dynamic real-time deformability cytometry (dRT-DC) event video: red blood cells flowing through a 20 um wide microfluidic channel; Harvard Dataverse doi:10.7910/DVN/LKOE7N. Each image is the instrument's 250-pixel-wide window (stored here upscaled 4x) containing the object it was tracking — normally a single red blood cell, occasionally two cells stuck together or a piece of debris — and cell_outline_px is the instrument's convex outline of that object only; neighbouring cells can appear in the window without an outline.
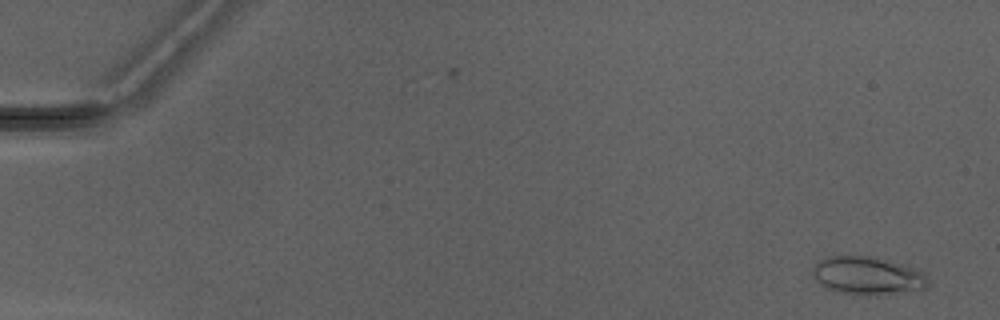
{"species": "Egyptian fruit bat (a non-hibernating species)", "species_latin": "Rousettus aegyptiacus", "temperature_condition": "warm", "stored_images_in_passage": 4, "camera_frame_rate_fps": 3000, "um_per_image_px": 0.085, "animal": {"sex": "male"}, "frame": {"image": 1, "passage_image": 4, "time_ms": 3.667, "image_size_px": [1000, 320], "cell_outline_px": [[928, 284], [920, 292], [876, 296], [840, 292], [828, 288], [820, 284], [812, 276], [812, 268], [820, 260], [828, 256], [872, 256], [920, 268], [924, 272], [928, 280]], "centroid_in_image_um": [73.83, 23.45], "position_along_channel_um": 11.2, "area_um2": 26.24}}